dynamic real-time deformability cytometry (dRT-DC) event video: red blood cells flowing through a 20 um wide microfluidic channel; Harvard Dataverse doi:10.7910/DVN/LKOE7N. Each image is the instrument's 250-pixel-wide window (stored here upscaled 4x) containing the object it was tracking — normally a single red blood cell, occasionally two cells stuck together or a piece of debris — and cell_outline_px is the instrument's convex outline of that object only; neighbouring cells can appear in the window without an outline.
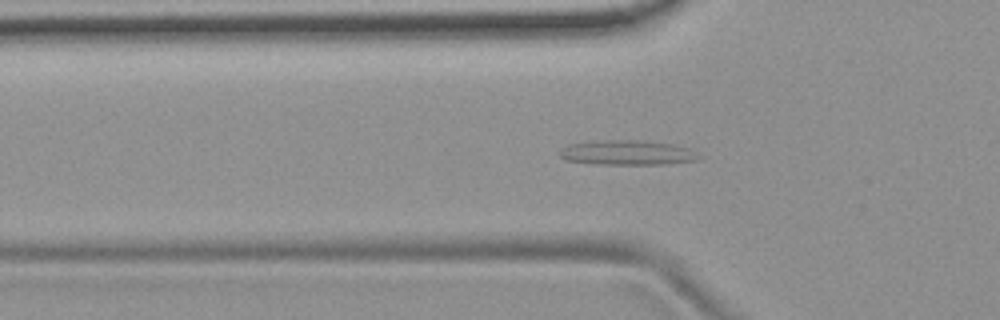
{"species": "common noctule bat (a hibernating species)", "species_latin": "Nyctalus noctula", "temperature_condition": "room temperature", "stored_images_in_passage": 38, "camera_frame_rate_fps": 3000, "um_per_image_px": 0.085, "animal": {"sex": "female", "body_mass_g": 19.9}, "frame": {"image": 1, "passage_image": 2, "time_ms": 0.333, "image_size_px": [1000, 320], "cell_outline_px": [[704, 156], [696, 160], [664, 164], [592, 164], [564, 160], [560, 156], [560, 148], [568, 144], [600, 140], [644, 140], [672, 144], [692, 148]], "centroid_in_image_um": [53.35, 12.97], "position_along_channel_um": 72.5, "area_um2": 20.46}}
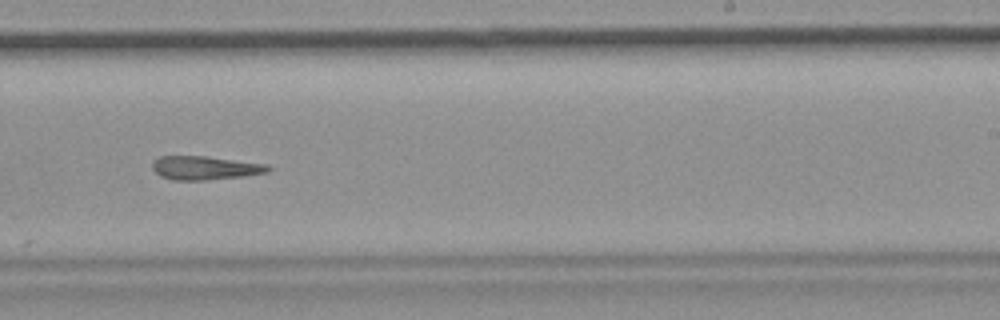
{"frame": {"image": 2, "passage_image": 18, "time_ms": 5.667, "image_size_px": [1000, 320], "cell_outline_px": [[272, 168], [268, 172], [244, 176], [204, 180], [172, 180], [160, 176], [152, 168], [152, 160], [160, 156], [208, 156], [268, 164]], "centroid_in_image_um": [17.43, 14.26], "position_along_channel_um": 271.6, "area_um2": 16.13}}
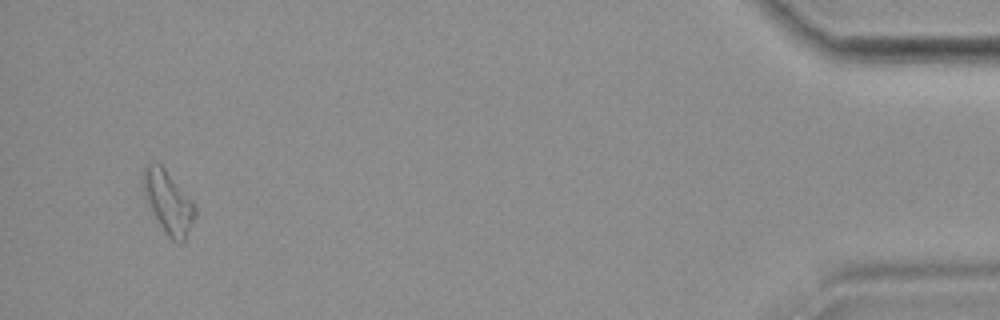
{"frame": {"image": 3, "passage_image": 36, "time_ms": 11.667, "image_size_px": [1000, 320], "cell_outline_px": [[196, 216], [184, 244], [180, 244], [172, 240], [168, 236], [160, 224], [148, 204], [144, 196], [140, 180], [144, 164], [160, 164], [164, 168], [192, 200], [196, 208]], "centroid_in_image_um": [14.29, 17.19], "position_along_channel_um": 420.9, "area_um2": 19.07}}